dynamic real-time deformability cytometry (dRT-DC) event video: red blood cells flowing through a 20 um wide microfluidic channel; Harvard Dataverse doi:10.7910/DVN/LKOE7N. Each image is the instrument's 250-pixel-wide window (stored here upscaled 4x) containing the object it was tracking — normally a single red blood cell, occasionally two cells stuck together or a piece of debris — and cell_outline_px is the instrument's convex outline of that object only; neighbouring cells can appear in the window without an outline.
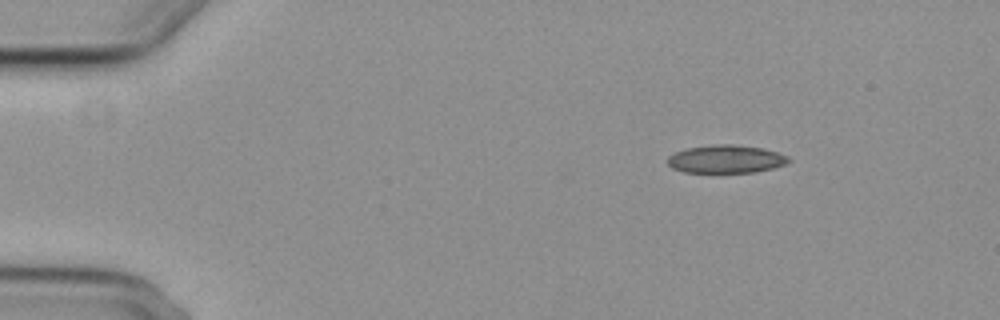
{"species": "common noctule bat (a hibernating species)", "species_latin": "Nyctalus noctula", "temperature_condition": "cold", "stored_images_in_passage": 9, "camera_frame_rate_fps": 3000, "um_per_image_px": 0.085, "animal": {"sex": "female", "body_mass_g": 29.2, "forearm_length_mm": 56.3}, "frame": {"image": 1, "passage_image": 1, "time_ms": 0.0, "image_size_px": [1000, 320], "cell_outline_px": [[792, 160], [784, 164], [772, 168], [756, 172], [684, 172], [672, 168], [668, 164], [668, 156], [684, 148], [716, 144], [732, 144], [764, 148], [788, 156]], "centroid_in_image_um": [61.7, 13.51], "position_along_channel_um": 23.3, "area_um2": 19.77}}